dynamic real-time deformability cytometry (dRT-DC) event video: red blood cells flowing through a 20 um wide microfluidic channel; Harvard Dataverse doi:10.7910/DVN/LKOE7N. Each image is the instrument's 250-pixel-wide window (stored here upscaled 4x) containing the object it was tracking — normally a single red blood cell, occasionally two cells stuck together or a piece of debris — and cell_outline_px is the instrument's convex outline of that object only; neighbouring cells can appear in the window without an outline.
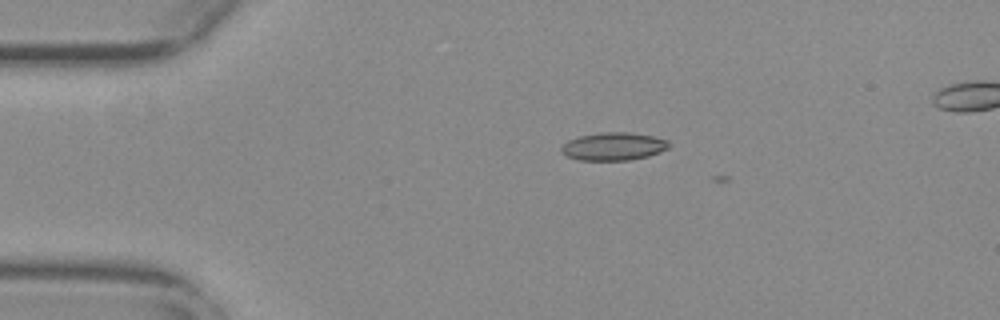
{"species": "common noctule bat (a hibernating species)", "species_latin": "Nyctalus noctula", "temperature_condition": "warm", "stored_images_in_passage": 5, "camera_frame_rate_fps": 3000, "um_per_image_px": 0.085, "animal": {"sex": "female", "body_mass_g": 29.2, "forearm_length_mm": 56.3}, "frame": {"image": 1, "passage_image": 4, "time_ms": 1.0, "image_size_px": [1000, 320], "cell_outline_px": [[672, 144], [668, 148], [660, 152], [648, 156], [628, 160], [580, 160], [568, 156], [560, 152], [560, 148], [568, 140], [580, 136], [600, 132], [628, 132], [652, 136], [668, 140]], "centroid_in_image_um": [52.16, 12.44], "position_along_channel_um": 32.8, "area_um2": 17.51}}